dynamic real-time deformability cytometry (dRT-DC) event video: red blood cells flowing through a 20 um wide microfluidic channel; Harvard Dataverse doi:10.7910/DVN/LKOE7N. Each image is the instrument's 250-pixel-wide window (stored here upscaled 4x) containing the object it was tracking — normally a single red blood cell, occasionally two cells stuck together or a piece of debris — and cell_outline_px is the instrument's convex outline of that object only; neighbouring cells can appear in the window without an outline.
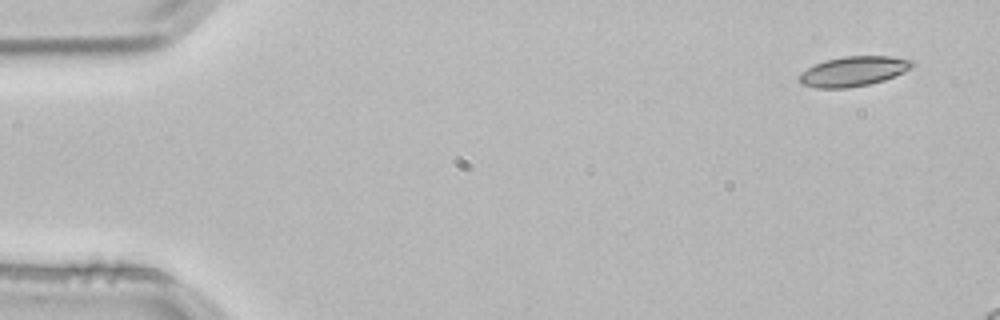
{"species": "common noctule bat (a hibernating species)", "species_latin": "Nyctalus noctula", "temperature_condition": "room temperature", "stored_images_in_passage": 4, "segment_of_instrument_passage": [2, 2], "camera_frame_rate_fps": 3000, "um_per_image_px": 0.085, "animal": {"sex": "male", "body_mass_g": 21.5, "forearm_length_mm": 52.0}, "frame": {"image": 1, "passage_image": 4, "time_ms": 1.0, "image_size_px": [1000, 320], "cell_outline_px": [[916, 64], [912, 68], [904, 72], [884, 80], [868, 84], [848, 88], [816, 88], [800, 84], [800, 72], [824, 60], [844, 56], [888, 56], [916, 60]], "centroid_in_image_um": [72.58, 6.05], "position_along_channel_um": 12.4, "area_um2": 19.77}}